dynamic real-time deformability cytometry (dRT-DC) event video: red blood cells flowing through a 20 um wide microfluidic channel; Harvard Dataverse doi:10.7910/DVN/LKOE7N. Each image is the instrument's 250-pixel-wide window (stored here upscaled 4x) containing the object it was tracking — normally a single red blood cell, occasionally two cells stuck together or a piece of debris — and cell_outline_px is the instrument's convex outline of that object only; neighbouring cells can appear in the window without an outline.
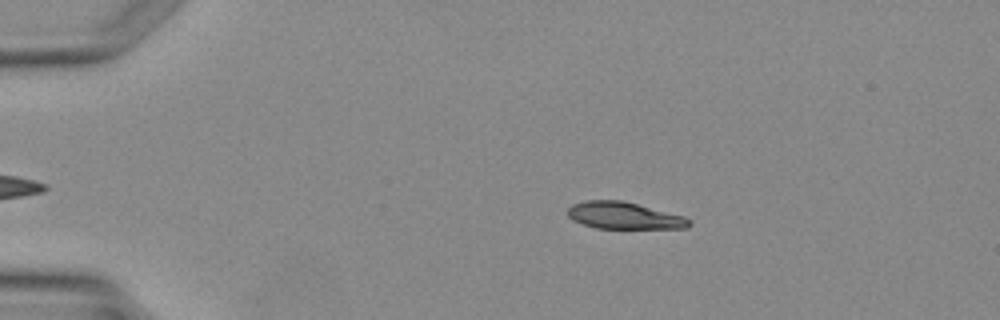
{"species": "Egyptian fruit bat (a non-hibernating species)", "species_latin": "Rousettus aegyptiacus", "temperature_condition": "warm", "stored_images_in_passage": 2, "camera_frame_rate_fps": 3000, "um_per_image_px": 0.085, "animal": {"sex": "female"}, "frame": {"image": 1, "passage_image": 1, "time_ms": 0.0, "image_size_px": [1000, 320], "cell_outline_px": [[692, 224], [688, 228], [596, 228], [572, 220], [568, 216], [568, 208], [572, 204], [588, 200], [620, 200], [684, 216], [692, 220]], "centroid_in_image_um": [53.05, 18.33], "position_along_channel_um": 31.9, "area_um2": 18.9}}